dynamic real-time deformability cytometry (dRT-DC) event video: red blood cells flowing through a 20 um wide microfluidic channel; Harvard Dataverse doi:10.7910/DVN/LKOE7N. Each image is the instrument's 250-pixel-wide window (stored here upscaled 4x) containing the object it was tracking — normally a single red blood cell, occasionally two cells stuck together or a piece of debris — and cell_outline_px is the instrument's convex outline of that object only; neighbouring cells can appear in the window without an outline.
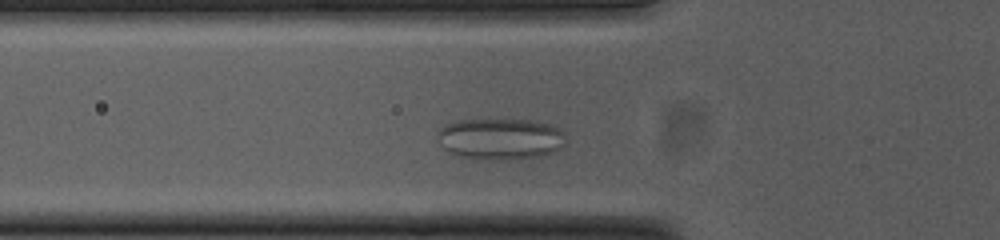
{"species": "common noctule bat (a hibernating species)", "species_latin": "Nyctalus noctula", "temperature_condition": "cold", "stored_images_in_passage": 36, "camera_frame_rate_fps": 3000, "um_per_image_px": 0.085, "animal": {"sex": "female", "body_mass_g": 23.0, "forearm_length_mm": 53.4}, "frame": {"image": 1, "passage_image": 8, "time_ms": 2.333, "image_size_px": [1000, 240], "cell_outline_px": [[564, 144], [560, 148], [552, 152], [520, 160], [492, 160], [460, 156], [448, 152], [436, 140], [436, 132], [444, 124], [460, 120], [532, 120], [552, 124], [564, 132]], "centroid_in_image_um": [42.5, 11.81], "position_along_channel_um": 83.3, "area_um2": 31.21}}
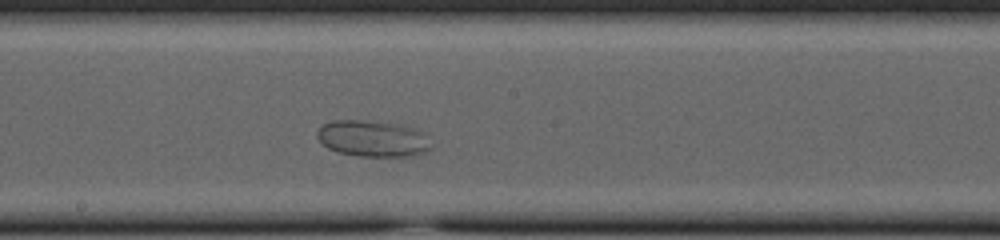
{"frame": {"image": 2, "passage_image": 19, "time_ms": 6.0, "image_size_px": [1000, 240], "cell_outline_px": [[432, 148], [428, 152], [408, 156], [360, 156], [340, 152], [328, 148], [316, 136], [316, 132], [324, 124], [332, 120], [360, 120], [400, 124], [412, 128], [420, 132]], "centroid_in_image_um": [31.65, 11.78], "position_along_channel_um": 216.6, "area_um2": 23.7}}
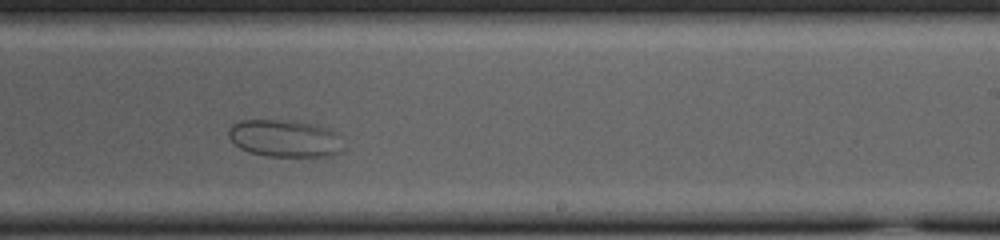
{"frame": {"image": 3, "passage_image": 23, "time_ms": 7.333, "image_size_px": [1000, 240], "cell_outline_px": [[344, 148], [340, 152], [332, 156], [268, 156], [248, 152], [240, 148], [228, 136], [228, 128], [232, 124], [240, 120], [296, 120], [320, 124], [336, 132], [340, 136]], "centroid_in_image_um": [24.25, 11.74], "position_along_channel_um": 264.8, "area_um2": 25.43}}